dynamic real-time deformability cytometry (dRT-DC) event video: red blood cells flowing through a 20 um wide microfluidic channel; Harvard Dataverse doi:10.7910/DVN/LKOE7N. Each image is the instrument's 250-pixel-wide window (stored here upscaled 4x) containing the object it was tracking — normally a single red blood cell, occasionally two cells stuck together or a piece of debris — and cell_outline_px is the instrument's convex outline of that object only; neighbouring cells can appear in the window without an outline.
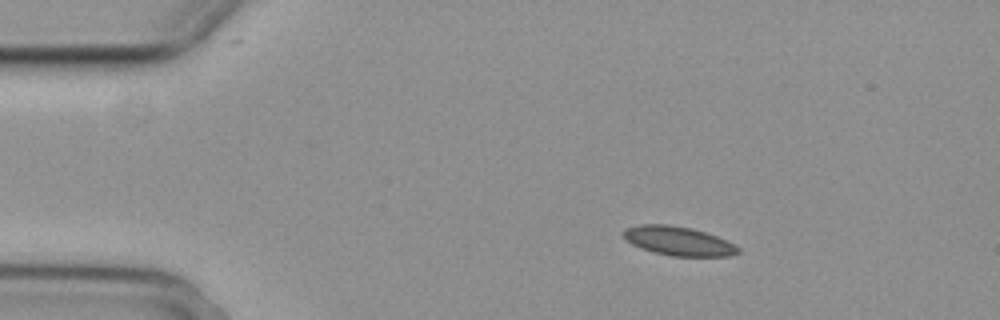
{"species": "common noctule bat (a hibernating species)", "species_latin": "Nyctalus noctula", "temperature_condition": "cold", "stored_images_in_passage": 20, "camera_frame_rate_fps": 3000, "um_per_image_px": 0.085, "animal": {"sex": "female", "body_mass_g": 29.2, "forearm_length_mm": 56.3}, "frame": {"image": 1, "passage_image": 1, "time_ms": 0.0, "image_size_px": [1000, 320], "cell_outline_px": [[740, 252], [728, 256], [672, 256], [652, 252], [640, 248], [632, 244], [624, 236], [624, 228], [640, 224], [668, 224], [692, 228], [716, 236], [740, 248]], "centroid_in_image_um": [57.63, 20.48], "position_along_channel_um": 27.4, "area_um2": 19.25}}
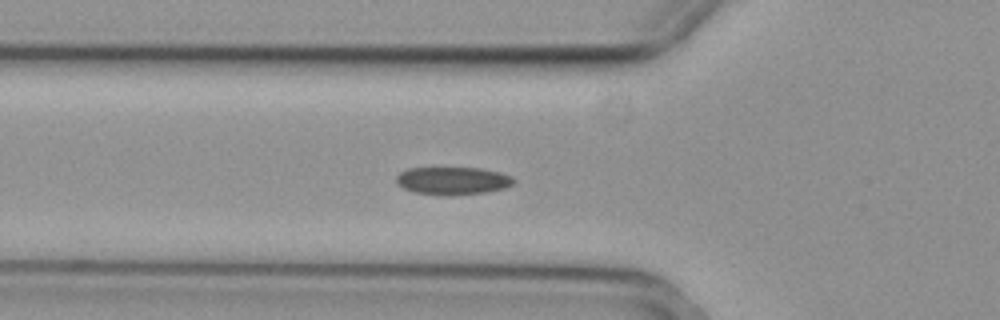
{"frame": {"image": 2, "passage_image": 11, "time_ms": 3.333, "image_size_px": [1000, 320], "cell_outline_px": [[516, 180], [512, 184], [504, 188], [484, 192], [452, 196], [444, 196], [416, 192], [404, 188], [396, 184], [396, 176], [400, 172], [408, 168], [480, 168], [500, 172], [512, 176]], "centroid_in_image_um": [38.47, 15.36], "position_along_channel_um": 87.3, "area_um2": 19.07}}
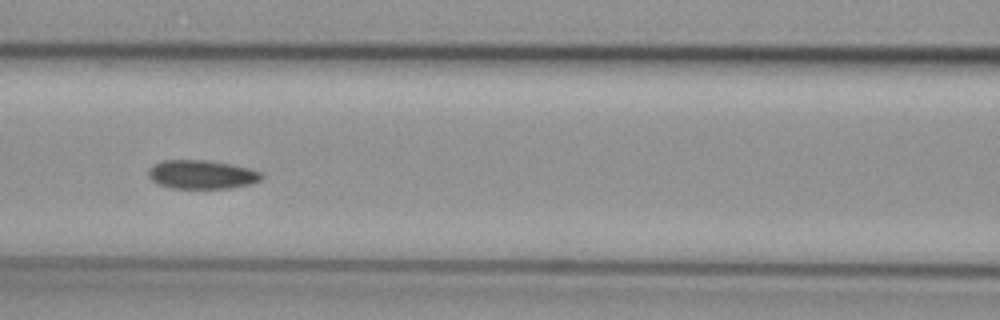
{"frame": {"image": 3, "passage_image": 16, "time_ms": 5.0, "image_size_px": [1000, 320], "cell_outline_px": [[264, 176], [260, 180], [252, 184], [228, 188], [168, 188], [156, 184], [148, 176], [148, 168], [164, 160], [208, 160], [232, 164], [264, 172]], "centroid_in_image_um": [17.16, 14.83], "position_along_channel_um": 149.4, "area_um2": 19.19}}